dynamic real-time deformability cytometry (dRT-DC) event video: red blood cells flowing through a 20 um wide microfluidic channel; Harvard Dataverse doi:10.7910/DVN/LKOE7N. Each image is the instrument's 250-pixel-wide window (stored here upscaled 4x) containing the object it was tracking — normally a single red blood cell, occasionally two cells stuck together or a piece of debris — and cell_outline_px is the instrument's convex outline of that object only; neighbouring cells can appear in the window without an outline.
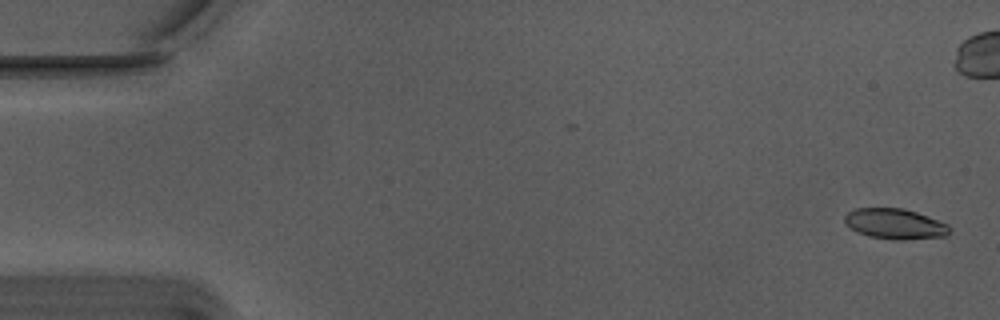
{"species": "Egyptian fruit bat (a non-hibernating species)", "species_latin": "Rousettus aegyptiacus", "temperature_condition": "warm", "stored_images_in_passage": 57, "camera_frame_rate_fps": 3000, "um_per_image_px": 0.085, "animal": {"sex": "male"}, "frame": {"image": 1, "passage_image": 2, "time_ms": 0.333, "image_size_px": [1000, 320], "cell_outline_px": [[952, 228], [944, 236], [904, 240], [896, 240], [868, 236], [856, 232], [844, 220], [844, 216], [848, 212], [856, 208], [904, 208], [916, 212], [948, 224]], "centroid_in_image_um": [76.07, 19.03], "position_along_channel_um": 8.9, "area_um2": 18.5}}
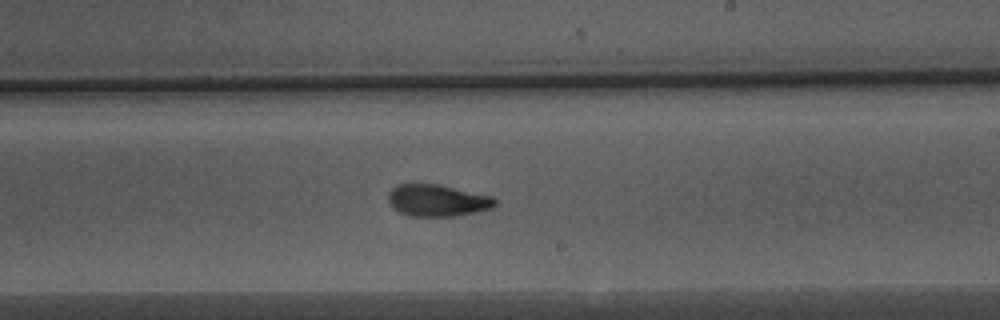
{"frame": {"image": 2, "passage_image": 33, "time_ms": 10.667, "image_size_px": [1000, 320], "cell_outline_px": [[496, 204], [492, 208], [476, 212], [452, 216], [408, 216], [392, 208], [388, 200], [388, 192], [396, 184], [440, 184], [492, 196], [496, 200]], "centroid_in_image_um": [37.15, 17.03], "position_along_channel_um": 251.8, "area_um2": 19.94}}
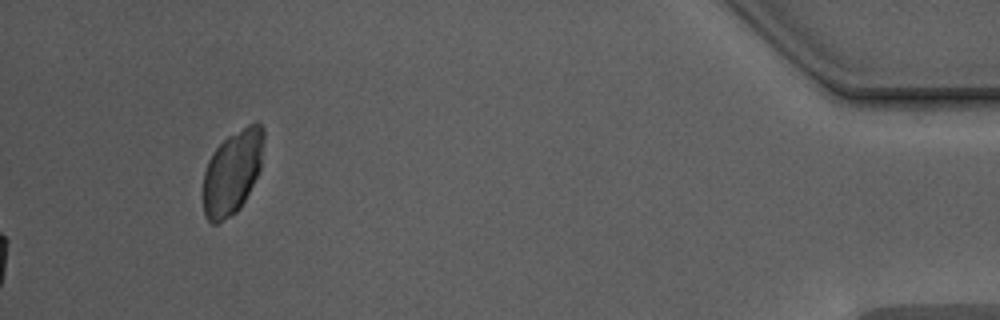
{"frame": {"image": 3, "passage_image": 57, "time_ms": 18.667, "image_size_px": [1000, 320], "cell_outline_px": [[264, 140], [260, 168], [240, 208], [236, 212], [216, 224], [212, 224], [208, 220], [204, 212], [204, 172], [208, 160], [212, 152], [228, 136], [248, 124], [256, 120], [264, 128]], "centroid_in_image_um": [19.75, 14.6], "position_along_channel_um": 415.4, "area_um2": 29.36}, "authors_computed_cell_mechanics": {"area_um2": 19.9988, "velocity_mm_per_s": 3.7468, "shape_relaxation_time_tau1_ms": 3.7364, "shape_relaxation_time_tau2_ms": 2.0045, "deformation_change_tau1": 0.1832, "deformation_change_tau2": 0.087}}